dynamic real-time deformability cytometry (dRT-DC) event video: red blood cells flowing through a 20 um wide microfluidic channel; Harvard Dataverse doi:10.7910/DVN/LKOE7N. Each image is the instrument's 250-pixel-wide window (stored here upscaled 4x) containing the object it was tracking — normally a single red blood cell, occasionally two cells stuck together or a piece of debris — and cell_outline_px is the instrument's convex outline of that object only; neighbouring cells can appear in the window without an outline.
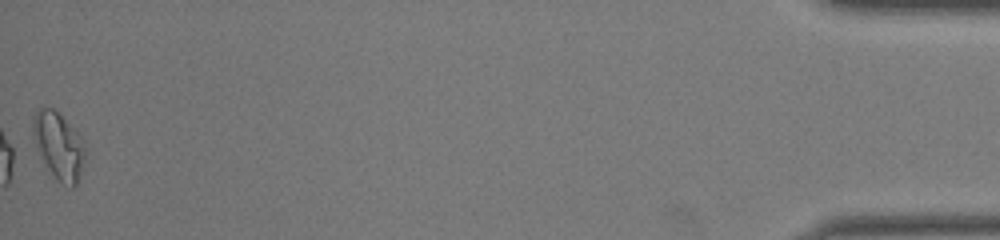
{"species": "common noctule bat (a hibernating species)", "species_latin": "Nyctalus noctula", "temperature_condition": "warm", "stored_images_in_passage": 51, "camera_frame_rate_fps": 3000, "um_per_image_px": 0.085, "animal": {"sex": "male", "body_mass_g": 19.0, "forearm_length_mm": 50.8}, "frame": {"image": 1, "passage_image": 51, "time_ms": 16.667, "image_size_px": [1000, 240], "cell_outline_px": [[88, 152], [76, 184], [72, 188], [56, 180], [40, 156], [36, 148], [32, 136], [32, 116], [40, 108], [52, 108], [84, 140], [88, 148]], "centroid_in_image_um": [5.0, 12.42], "position_along_channel_um": 430.2, "area_um2": 20.46}, "authors_computed_cell_mechanics": {"area_um2": 15.4326, "velocity_mm_per_s": 3.9859, "shape_relaxation_time_tau1_ms": 3.4053, "shape_relaxation_time_tau2_ms": 1.6273, "deformation_change_tau1": 0.2078, "deformation_change_tau2": 0.0713}}